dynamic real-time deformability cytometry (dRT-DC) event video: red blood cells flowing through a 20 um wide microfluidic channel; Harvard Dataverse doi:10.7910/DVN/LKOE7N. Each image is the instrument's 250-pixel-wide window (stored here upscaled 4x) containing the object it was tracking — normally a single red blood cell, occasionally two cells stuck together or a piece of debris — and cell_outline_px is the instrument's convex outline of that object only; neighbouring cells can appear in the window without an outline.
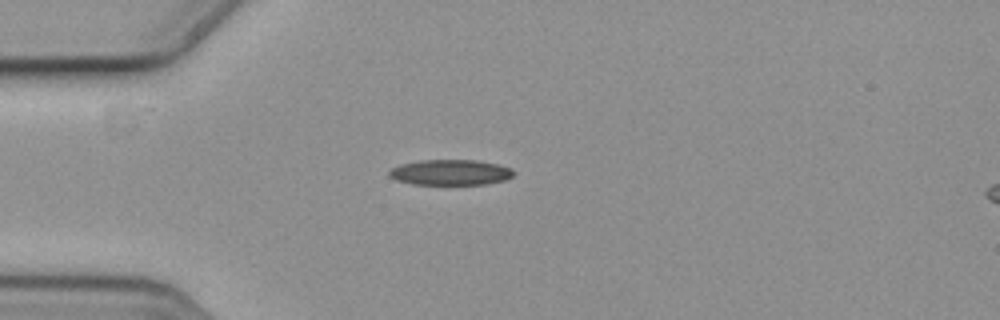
{"species": "common noctule bat (a hibernating species)", "species_latin": "Nyctalus noctula", "temperature_condition": "cold", "stored_images_in_passage": 3, "camera_frame_rate_fps": 3000, "um_per_image_px": 0.085, "animal": {"sex": "female", "body_mass_g": 19.3, "forearm_length_mm": 54.1}, "frame": {"image": 1, "passage_image": 1, "time_ms": 0.0, "image_size_px": [1000, 320], "cell_outline_px": [[512, 176], [504, 180], [484, 184], [412, 184], [396, 180], [388, 176], [388, 172], [392, 168], [400, 164], [420, 160], [480, 160], [512, 168]], "centroid_in_image_um": [38.24, 14.64], "position_along_channel_um": 46.8, "area_um2": 18.44}}
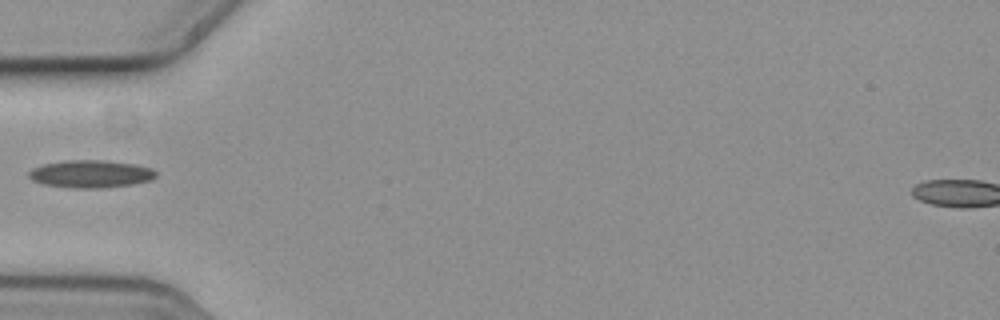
{"frame": {"image": 2, "passage_image": 2, "time_ms": 0.333, "image_size_px": [1000, 320], "cell_outline_px": [[156, 176], [152, 180], [132, 184], [104, 188], [72, 188], [44, 184], [32, 180], [28, 176], [28, 172], [32, 168], [44, 164], [64, 160], [104, 160], [136, 164], [152, 168], [156, 172]], "centroid_in_image_um": [7.72, 14.78], "position_along_channel_um": 77.3, "area_um2": 20.58}}
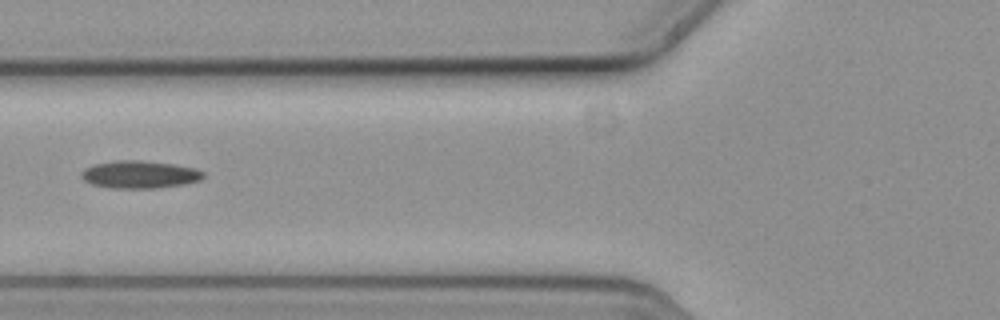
{"frame": {"image": 3, "passage_image": 3, "time_ms": 0.667, "image_size_px": [1000, 320], "cell_outline_px": [[204, 176], [200, 180], [184, 184], [156, 188], [108, 188], [92, 184], [84, 180], [80, 176], [80, 172], [84, 168], [92, 164], [116, 160], [140, 160], [172, 164], [196, 168], [204, 172]], "centroid_in_image_um": [11.83, 14.83], "position_along_channel_um": 114.0, "area_um2": 19.77}}